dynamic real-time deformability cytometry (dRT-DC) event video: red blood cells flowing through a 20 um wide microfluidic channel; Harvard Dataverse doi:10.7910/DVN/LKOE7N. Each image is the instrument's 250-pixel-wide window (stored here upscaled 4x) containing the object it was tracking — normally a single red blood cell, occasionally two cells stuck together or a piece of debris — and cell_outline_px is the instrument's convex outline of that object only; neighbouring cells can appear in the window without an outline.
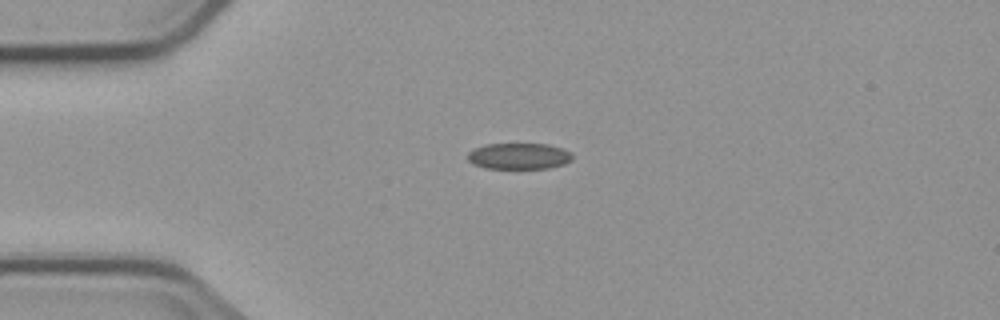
{"species": "common noctule bat (a hibernating species)", "species_latin": "Nyctalus noctula", "temperature_condition": "cold", "stored_images_in_passage": 7, "camera_frame_rate_fps": 3000, "um_per_image_px": 0.085, "animal": {"sex": "male", "body_mass_g": 23.1, "forearm_length_mm": 52.7}, "frame": {"image": 1, "passage_image": 1, "time_ms": 0.0, "image_size_px": [1000, 320], "cell_outline_px": [[572, 160], [564, 164], [548, 168], [484, 168], [472, 164], [468, 160], [468, 152], [476, 148], [488, 144], [548, 144], [564, 148], [572, 152]], "centroid_in_image_um": [44.14, 13.27], "position_along_channel_um": 40.9, "area_um2": 16.01}}
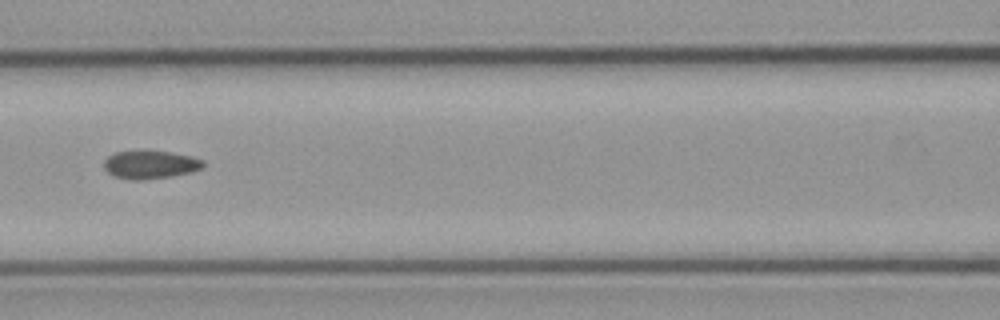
{"frame": {"image": 2, "passage_image": 4, "time_ms": 3.667, "image_size_px": [1000, 320], "cell_outline_px": [[204, 168], [192, 172], [172, 176], [140, 180], [132, 180], [116, 176], [108, 172], [104, 168], [104, 160], [108, 156], [116, 152], [144, 148], [192, 156], [204, 160]], "centroid_in_image_um": [12.79, 13.96], "position_along_channel_um": 153.8, "area_um2": 16.76}}
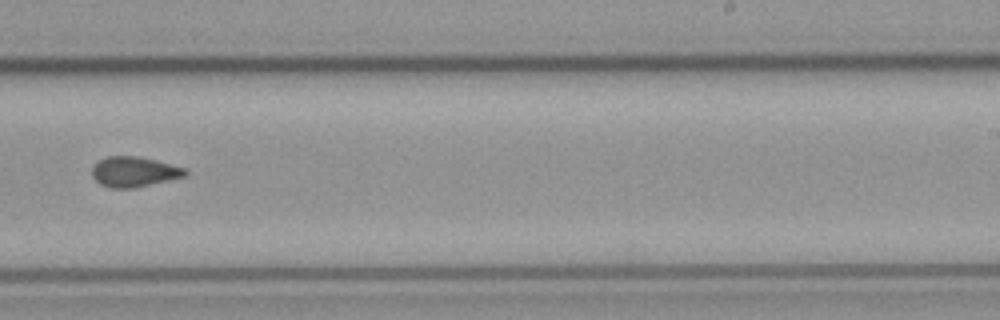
{"frame": {"image": 3, "passage_image": 7, "time_ms": 7.0, "image_size_px": [1000, 320], "cell_outline_px": [[188, 172], [184, 176], [136, 188], [112, 188], [100, 184], [92, 176], [92, 168], [100, 160], [108, 156], [136, 156], [156, 160], [184, 168]], "centroid_in_image_um": [11.38, 14.61], "position_along_channel_um": 277.6, "area_um2": 16.18}}